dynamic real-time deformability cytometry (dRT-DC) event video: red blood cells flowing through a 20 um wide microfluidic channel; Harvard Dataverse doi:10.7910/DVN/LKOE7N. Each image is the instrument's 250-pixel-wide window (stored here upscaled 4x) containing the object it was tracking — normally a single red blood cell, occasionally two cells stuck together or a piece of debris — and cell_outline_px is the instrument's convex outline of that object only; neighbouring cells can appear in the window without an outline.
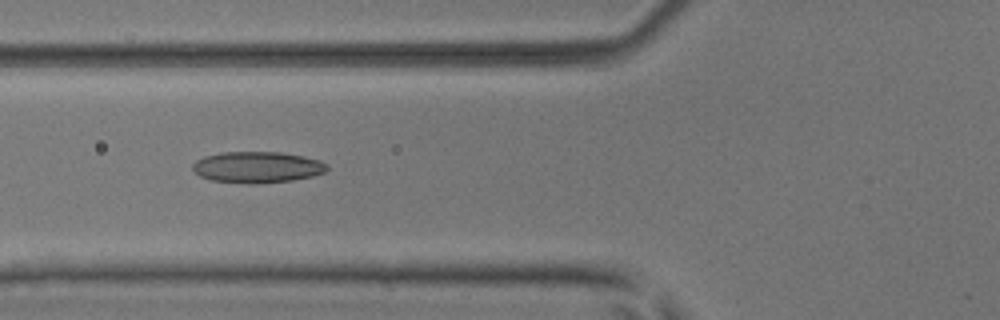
{"species": "common noctule bat (a hibernating species)", "species_latin": "Nyctalus noctula", "temperature_condition": "room temperature", "stored_images_in_passage": 8, "camera_frame_rate_fps": 3000, "um_per_image_px": 0.085, "animal": {"sex": "male", "body_mass_g": 17.9, "forearm_length_mm": 54.2}, "frame": {"image": 1, "passage_image": 6, "time_ms": 1.667, "image_size_px": [1000, 320], "cell_outline_px": [[328, 168], [324, 172], [312, 176], [292, 180], [212, 180], [200, 176], [192, 168], [192, 164], [196, 160], [204, 156], [220, 152], [280, 152], [304, 156], [320, 160], [328, 164]], "centroid_in_image_um": [21.89, 14.14], "position_along_channel_um": 103.9, "area_um2": 23.29}}
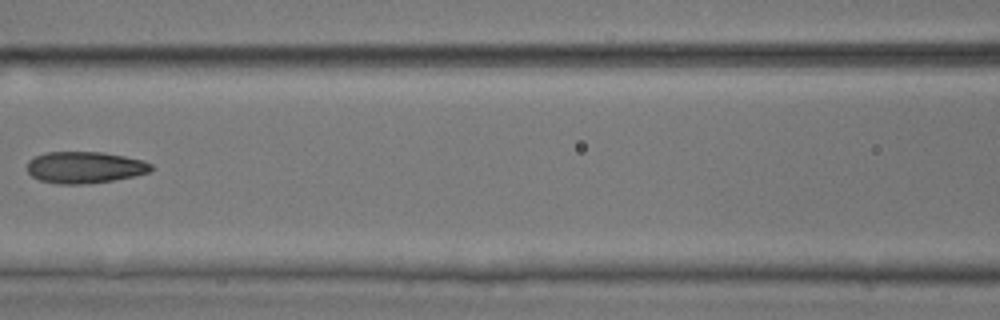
{"frame": {"image": 2, "passage_image": 7, "time_ms": 2.0, "image_size_px": [1000, 320], "cell_outline_px": [[152, 168], [148, 172], [132, 176], [112, 180], [80, 184], [60, 184], [40, 180], [32, 176], [28, 172], [28, 160], [36, 156], [48, 152], [100, 152], [124, 156], [144, 160], [152, 164]], "centroid_in_image_um": [7.19, 14.22], "position_along_channel_um": 159.4, "area_um2": 22.54}}
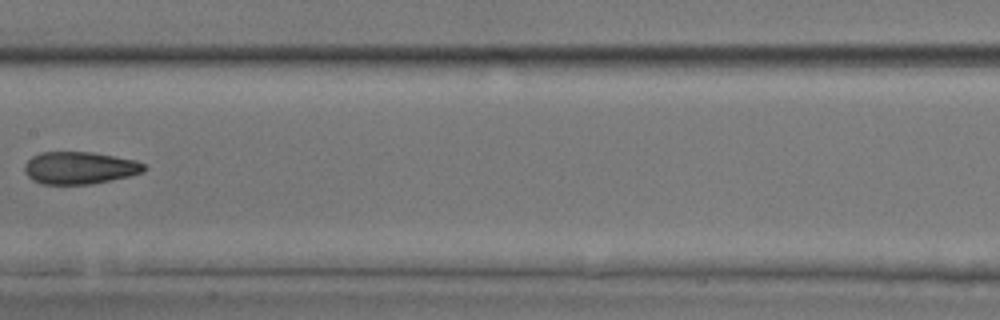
{"frame": {"image": 3, "passage_image": 8, "time_ms": 2.333, "image_size_px": [1000, 320], "cell_outline_px": [[148, 168], [144, 172], [128, 176], [92, 184], [40, 184], [32, 180], [24, 172], [24, 164], [32, 156], [40, 152], [92, 152], [136, 160], [144, 164]], "centroid_in_image_um": [6.75, 14.27], "position_along_channel_um": 200.6, "area_um2": 22.66}}